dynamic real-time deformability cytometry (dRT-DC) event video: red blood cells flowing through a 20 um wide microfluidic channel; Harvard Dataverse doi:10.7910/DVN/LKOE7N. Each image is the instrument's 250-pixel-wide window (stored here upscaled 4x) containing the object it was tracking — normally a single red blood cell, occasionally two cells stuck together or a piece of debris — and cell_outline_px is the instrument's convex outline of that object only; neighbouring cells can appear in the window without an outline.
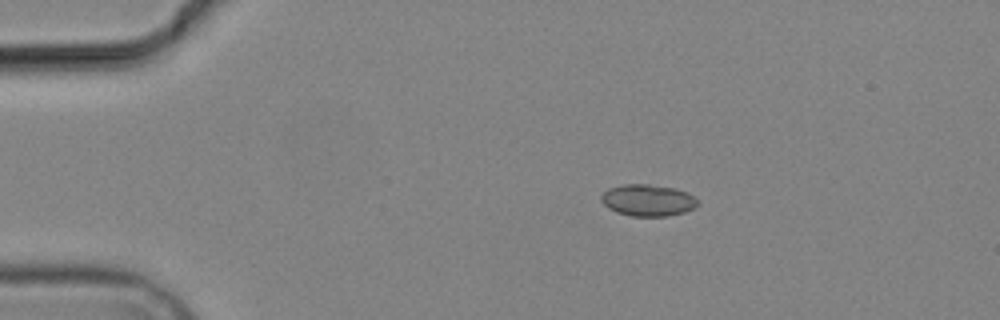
{"species": "common noctule bat (a hibernating species)", "species_latin": "Nyctalus noctula", "temperature_condition": "cold", "stored_images_in_passage": 2, "camera_frame_rate_fps": 3000, "um_per_image_px": 0.085, "animal": {"sex": "male", "body_mass_g": 19.2, "forearm_length_mm": 51.8}, "frame": {"image": 1, "passage_image": 1, "time_ms": 0.0, "image_size_px": [1000, 320], "cell_outline_px": [[696, 208], [684, 212], [668, 216], [632, 216], [616, 212], [608, 208], [600, 200], [600, 196], [608, 188], [624, 184], [648, 184], [676, 188], [688, 192], [696, 200]], "centroid_in_image_um": [55.04, 17.02], "position_along_channel_um": 30.0, "area_um2": 17.86}}